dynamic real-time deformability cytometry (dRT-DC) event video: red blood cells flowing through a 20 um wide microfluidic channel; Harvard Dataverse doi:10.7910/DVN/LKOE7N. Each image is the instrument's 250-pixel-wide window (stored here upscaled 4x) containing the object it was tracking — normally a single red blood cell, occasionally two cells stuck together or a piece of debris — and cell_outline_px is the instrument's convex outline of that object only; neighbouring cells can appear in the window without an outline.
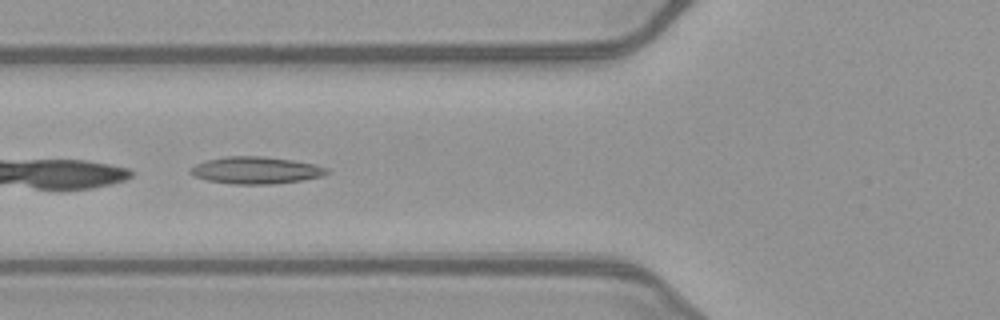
{"species": "common noctule bat (a hibernating species)", "species_latin": "Nyctalus noctula", "temperature_condition": "warm", "stored_images_in_passage": 7, "camera_frame_rate_fps": 3000, "um_per_image_px": 0.085, "animal": {"sex": "female", "body_mass_g": 21.9}, "frame": {"image": 1, "passage_image": 3, "time_ms": 0.667, "image_size_px": [1000, 320], "cell_outline_px": [[332, 172], [324, 176], [300, 180], [272, 184], [232, 184], [208, 180], [192, 176], [188, 172], [188, 168], [196, 164], [208, 160], [228, 156], [264, 156], [292, 160], [316, 164], [328, 168]], "centroid_in_image_um": [21.77, 14.47], "position_along_channel_um": 104.0, "area_um2": 21.68}}